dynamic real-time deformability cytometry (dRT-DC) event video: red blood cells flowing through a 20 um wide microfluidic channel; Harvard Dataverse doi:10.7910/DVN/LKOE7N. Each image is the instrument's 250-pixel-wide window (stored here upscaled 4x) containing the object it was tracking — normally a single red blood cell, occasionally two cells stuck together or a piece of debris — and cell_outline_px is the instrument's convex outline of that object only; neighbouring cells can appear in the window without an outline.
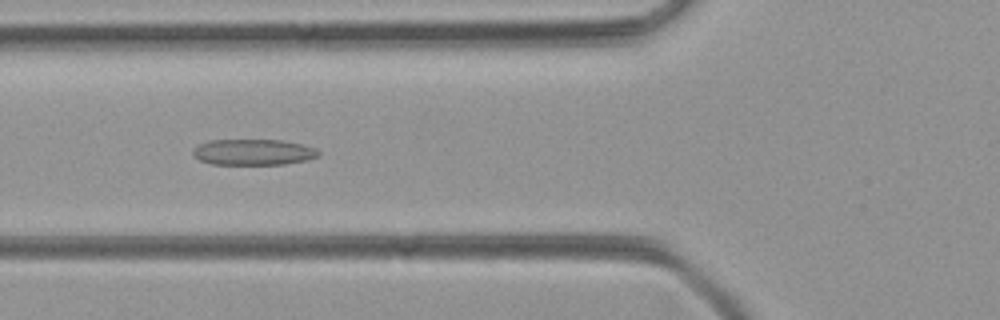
{"species": "common noctule bat (a hibernating species)", "species_latin": "Nyctalus noctula", "temperature_condition": "room temperature", "stored_images_in_passage": 33, "camera_frame_rate_fps": 3000, "um_per_image_px": 0.085, "animal": {"sex": "female", "body_mass_g": 21.9}, "frame": {"image": 1, "passage_image": 12, "time_ms": 3.667, "image_size_px": [1000, 320], "cell_outline_px": [[320, 156], [308, 160], [284, 164], [212, 164], [200, 160], [192, 156], [192, 148], [196, 144], [208, 140], [280, 140], [300, 144], [316, 148], [320, 152]], "centroid_in_image_um": [21.49, 12.93], "position_along_channel_um": 104.3, "area_um2": 19.19}}
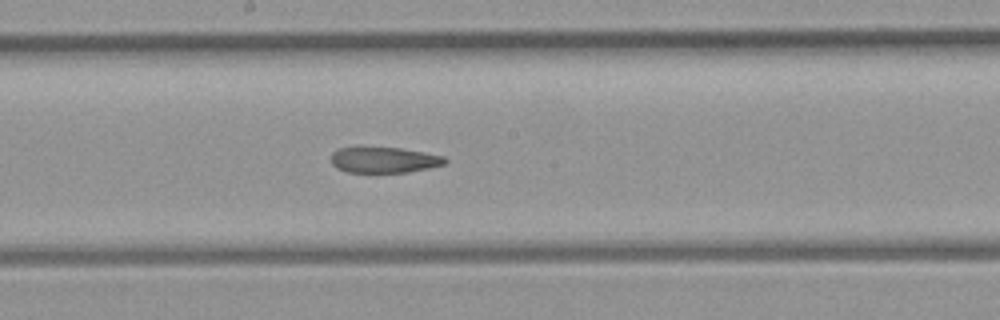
{"frame": {"image": 2, "passage_image": 20, "time_ms": 6.333, "image_size_px": [1000, 320], "cell_outline_px": [[448, 160], [444, 164], [428, 168], [408, 172], [348, 172], [336, 168], [332, 164], [332, 152], [340, 148], [356, 144], [360, 144], [400, 148], [424, 152], [444, 156]], "centroid_in_image_um": [32.58, 13.54], "position_along_channel_um": 215.6, "area_um2": 17.8}}
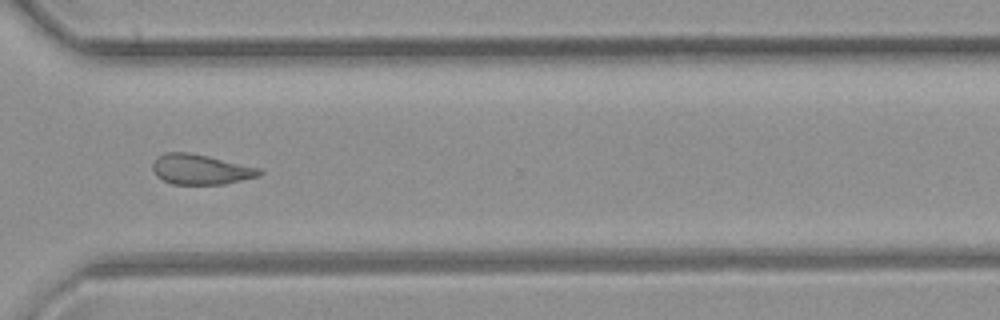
{"frame": {"image": 3, "passage_image": 30, "time_ms": 9.667, "image_size_px": [1000, 320], "cell_outline_px": [[264, 172], [260, 176], [224, 184], [172, 184], [156, 176], [152, 168], [152, 164], [156, 156], [164, 152], [188, 152], [208, 156], [260, 168]], "centroid_in_image_um": [17.04, 14.39], "position_along_channel_um": 353.6, "area_um2": 18.84}}